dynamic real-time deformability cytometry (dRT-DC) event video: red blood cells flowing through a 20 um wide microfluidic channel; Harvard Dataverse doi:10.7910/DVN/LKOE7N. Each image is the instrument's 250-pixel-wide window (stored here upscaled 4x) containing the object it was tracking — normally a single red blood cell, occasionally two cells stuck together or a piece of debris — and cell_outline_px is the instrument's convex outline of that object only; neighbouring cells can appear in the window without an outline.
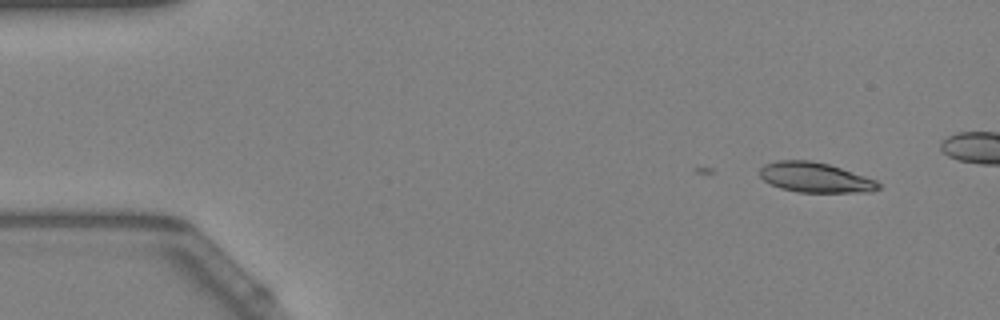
{"species": "Egyptian fruit bat (a non-hibernating species)", "species_latin": "Rousettus aegyptiacus", "temperature_condition": "warm", "stored_images_in_passage": 6, "camera_frame_rate_fps": 3000, "um_per_image_px": 0.085, "animal": {"sex": "female"}, "frame": {"image": 1, "passage_image": 1, "time_ms": 0.0, "image_size_px": [1000, 320], "cell_outline_px": [[880, 188], [872, 192], [800, 192], [780, 188], [764, 180], [760, 176], [760, 168], [764, 164], [780, 160], [812, 160], [828, 164], [876, 180], [880, 184]], "centroid_in_image_um": [69.29, 15.08], "position_along_channel_um": 15.7, "area_um2": 20.58}}